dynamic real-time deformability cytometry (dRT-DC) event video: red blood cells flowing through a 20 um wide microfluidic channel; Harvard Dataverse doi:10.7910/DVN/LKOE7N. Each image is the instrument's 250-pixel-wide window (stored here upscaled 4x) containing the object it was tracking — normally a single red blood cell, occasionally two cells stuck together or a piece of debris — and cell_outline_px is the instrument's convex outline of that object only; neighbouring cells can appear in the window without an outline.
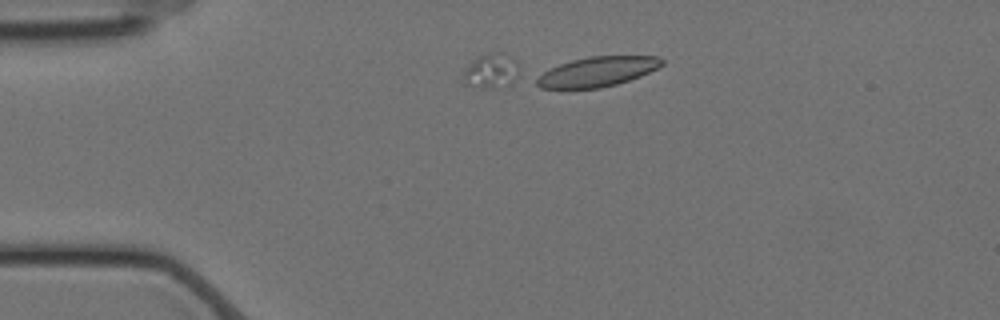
{"species": "Egyptian fruit bat (a non-hibernating species)", "species_latin": "Rousettus aegyptiacus", "temperature_condition": "cold", "stored_images_in_passage": 7, "camera_frame_rate_fps": 3000, "um_per_image_px": 0.085, "animal": {"sex": "female"}, "frame": {"image": 1, "passage_image": 7, "time_ms": 2.0, "image_size_px": [1000, 320], "cell_outline_px": [[664, 64], [640, 76], [616, 84], [600, 88], [540, 88], [532, 80], [544, 72], [560, 64], [572, 60], [588, 56], [656, 56], [664, 60]], "centroid_in_image_um": [50.75, 6.09], "position_along_channel_um": 34.3, "area_um2": 21.56}}